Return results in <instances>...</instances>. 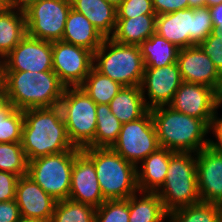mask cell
Wrapping results in <instances>:
<instances>
[{"mask_svg": "<svg viewBox=\"0 0 222 222\" xmlns=\"http://www.w3.org/2000/svg\"><path fill=\"white\" fill-rule=\"evenodd\" d=\"M22 147L27 158L81 150L70 142L60 106L23 110Z\"/></svg>", "mask_w": 222, "mask_h": 222, "instance_id": "obj_1", "label": "cell"}, {"mask_svg": "<svg viewBox=\"0 0 222 222\" xmlns=\"http://www.w3.org/2000/svg\"><path fill=\"white\" fill-rule=\"evenodd\" d=\"M2 86L6 100L20 110L58 106L66 88L54 71H3Z\"/></svg>", "mask_w": 222, "mask_h": 222, "instance_id": "obj_2", "label": "cell"}, {"mask_svg": "<svg viewBox=\"0 0 222 222\" xmlns=\"http://www.w3.org/2000/svg\"><path fill=\"white\" fill-rule=\"evenodd\" d=\"M159 146L173 152L198 153L209 146L210 127L202 120L178 112L168 105L150 109Z\"/></svg>", "mask_w": 222, "mask_h": 222, "instance_id": "obj_3", "label": "cell"}, {"mask_svg": "<svg viewBox=\"0 0 222 222\" xmlns=\"http://www.w3.org/2000/svg\"><path fill=\"white\" fill-rule=\"evenodd\" d=\"M81 151L93 162L105 200L127 199L139 191L137 166L112 148L86 147Z\"/></svg>", "mask_w": 222, "mask_h": 222, "instance_id": "obj_4", "label": "cell"}, {"mask_svg": "<svg viewBox=\"0 0 222 222\" xmlns=\"http://www.w3.org/2000/svg\"><path fill=\"white\" fill-rule=\"evenodd\" d=\"M93 67L122 86H141L144 61L140 47L105 38L94 52Z\"/></svg>", "mask_w": 222, "mask_h": 222, "instance_id": "obj_5", "label": "cell"}, {"mask_svg": "<svg viewBox=\"0 0 222 222\" xmlns=\"http://www.w3.org/2000/svg\"><path fill=\"white\" fill-rule=\"evenodd\" d=\"M195 156L193 152H174L170 157L164 184L156 192L168 213L201 202Z\"/></svg>", "mask_w": 222, "mask_h": 222, "instance_id": "obj_6", "label": "cell"}, {"mask_svg": "<svg viewBox=\"0 0 222 222\" xmlns=\"http://www.w3.org/2000/svg\"><path fill=\"white\" fill-rule=\"evenodd\" d=\"M212 29L211 13L206 6L156 16L155 32L179 49L199 45Z\"/></svg>", "mask_w": 222, "mask_h": 222, "instance_id": "obj_7", "label": "cell"}, {"mask_svg": "<svg viewBox=\"0 0 222 222\" xmlns=\"http://www.w3.org/2000/svg\"><path fill=\"white\" fill-rule=\"evenodd\" d=\"M59 106L73 146L94 148L97 104L78 86L65 88Z\"/></svg>", "mask_w": 222, "mask_h": 222, "instance_id": "obj_8", "label": "cell"}, {"mask_svg": "<svg viewBox=\"0 0 222 222\" xmlns=\"http://www.w3.org/2000/svg\"><path fill=\"white\" fill-rule=\"evenodd\" d=\"M81 150H68L28 161L27 175L56 201L69 199L71 173Z\"/></svg>", "mask_w": 222, "mask_h": 222, "instance_id": "obj_9", "label": "cell"}, {"mask_svg": "<svg viewBox=\"0 0 222 222\" xmlns=\"http://www.w3.org/2000/svg\"><path fill=\"white\" fill-rule=\"evenodd\" d=\"M111 148L136 166L160 148L151 111L135 121L123 123Z\"/></svg>", "mask_w": 222, "mask_h": 222, "instance_id": "obj_10", "label": "cell"}, {"mask_svg": "<svg viewBox=\"0 0 222 222\" xmlns=\"http://www.w3.org/2000/svg\"><path fill=\"white\" fill-rule=\"evenodd\" d=\"M70 9V0H39L31 4L24 10L27 35L51 42L62 40Z\"/></svg>", "mask_w": 222, "mask_h": 222, "instance_id": "obj_11", "label": "cell"}, {"mask_svg": "<svg viewBox=\"0 0 222 222\" xmlns=\"http://www.w3.org/2000/svg\"><path fill=\"white\" fill-rule=\"evenodd\" d=\"M53 71L66 87L80 86L94 64V53L63 41L52 42Z\"/></svg>", "mask_w": 222, "mask_h": 222, "instance_id": "obj_12", "label": "cell"}, {"mask_svg": "<svg viewBox=\"0 0 222 222\" xmlns=\"http://www.w3.org/2000/svg\"><path fill=\"white\" fill-rule=\"evenodd\" d=\"M221 95L211 87L182 82L168 104L174 110L202 119L209 127L221 107Z\"/></svg>", "mask_w": 222, "mask_h": 222, "instance_id": "obj_13", "label": "cell"}, {"mask_svg": "<svg viewBox=\"0 0 222 222\" xmlns=\"http://www.w3.org/2000/svg\"><path fill=\"white\" fill-rule=\"evenodd\" d=\"M3 71H53L52 42L26 35L5 56Z\"/></svg>", "mask_w": 222, "mask_h": 222, "instance_id": "obj_14", "label": "cell"}, {"mask_svg": "<svg viewBox=\"0 0 222 222\" xmlns=\"http://www.w3.org/2000/svg\"><path fill=\"white\" fill-rule=\"evenodd\" d=\"M177 64L183 82L211 87L222 96V74L199 45L179 49Z\"/></svg>", "mask_w": 222, "mask_h": 222, "instance_id": "obj_15", "label": "cell"}, {"mask_svg": "<svg viewBox=\"0 0 222 222\" xmlns=\"http://www.w3.org/2000/svg\"><path fill=\"white\" fill-rule=\"evenodd\" d=\"M182 82L177 62L161 68H145L140 87L146 106L152 109L168 105Z\"/></svg>", "mask_w": 222, "mask_h": 222, "instance_id": "obj_16", "label": "cell"}, {"mask_svg": "<svg viewBox=\"0 0 222 222\" xmlns=\"http://www.w3.org/2000/svg\"><path fill=\"white\" fill-rule=\"evenodd\" d=\"M197 188L201 202L222 205V153L210 145L196 153Z\"/></svg>", "mask_w": 222, "mask_h": 222, "instance_id": "obj_17", "label": "cell"}, {"mask_svg": "<svg viewBox=\"0 0 222 222\" xmlns=\"http://www.w3.org/2000/svg\"><path fill=\"white\" fill-rule=\"evenodd\" d=\"M69 199L98 208L105 199L97 180L93 162L81 151L74 160Z\"/></svg>", "mask_w": 222, "mask_h": 222, "instance_id": "obj_18", "label": "cell"}, {"mask_svg": "<svg viewBox=\"0 0 222 222\" xmlns=\"http://www.w3.org/2000/svg\"><path fill=\"white\" fill-rule=\"evenodd\" d=\"M15 201L21 217L50 222L57 201L48 195L28 175L18 178Z\"/></svg>", "mask_w": 222, "mask_h": 222, "instance_id": "obj_19", "label": "cell"}, {"mask_svg": "<svg viewBox=\"0 0 222 222\" xmlns=\"http://www.w3.org/2000/svg\"><path fill=\"white\" fill-rule=\"evenodd\" d=\"M105 37L94 27L82 13L70 9L63 32V42L73 44L95 52Z\"/></svg>", "mask_w": 222, "mask_h": 222, "instance_id": "obj_20", "label": "cell"}, {"mask_svg": "<svg viewBox=\"0 0 222 222\" xmlns=\"http://www.w3.org/2000/svg\"><path fill=\"white\" fill-rule=\"evenodd\" d=\"M173 153L160 147L137 166L139 192H157L162 187Z\"/></svg>", "mask_w": 222, "mask_h": 222, "instance_id": "obj_21", "label": "cell"}, {"mask_svg": "<svg viewBox=\"0 0 222 222\" xmlns=\"http://www.w3.org/2000/svg\"><path fill=\"white\" fill-rule=\"evenodd\" d=\"M71 8L82 13L105 37L110 38L117 21V8L105 0H70Z\"/></svg>", "mask_w": 222, "mask_h": 222, "instance_id": "obj_22", "label": "cell"}, {"mask_svg": "<svg viewBox=\"0 0 222 222\" xmlns=\"http://www.w3.org/2000/svg\"><path fill=\"white\" fill-rule=\"evenodd\" d=\"M157 15H140L133 18H117L112 40L139 46L155 33Z\"/></svg>", "mask_w": 222, "mask_h": 222, "instance_id": "obj_23", "label": "cell"}, {"mask_svg": "<svg viewBox=\"0 0 222 222\" xmlns=\"http://www.w3.org/2000/svg\"><path fill=\"white\" fill-rule=\"evenodd\" d=\"M109 106L122 124L135 121L150 110L145 104L140 86H123L110 101Z\"/></svg>", "mask_w": 222, "mask_h": 222, "instance_id": "obj_24", "label": "cell"}, {"mask_svg": "<svg viewBox=\"0 0 222 222\" xmlns=\"http://www.w3.org/2000/svg\"><path fill=\"white\" fill-rule=\"evenodd\" d=\"M139 194L136 192L129 197V222H164L168 220V212L156 192L140 191Z\"/></svg>", "mask_w": 222, "mask_h": 222, "instance_id": "obj_25", "label": "cell"}, {"mask_svg": "<svg viewBox=\"0 0 222 222\" xmlns=\"http://www.w3.org/2000/svg\"><path fill=\"white\" fill-rule=\"evenodd\" d=\"M27 35L25 13L7 8L0 14V53L5 57Z\"/></svg>", "mask_w": 222, "mask_h": 222, "instance_id": "obj_26", "label": "cell"}, {"mask_svg": "<svg viewBox=\"0 0 222 222\" xmlns=\"http://www.w3.org/2000/svg\"><path fill=\"white\" fill-rule=\"evenodd\" d=\"M139 47L145 68H161L177 62L179 48L156 32Z\"/></svg>", "mask_w": 222, "mask_h": 222, "instance_id": "obj_27", "label": "cell"}, {"mask_svg": "<svg viewBox=\"0 0 222 222\" xmlns=\"http://www.w3.org/2000/svg\"><path fill=\"white\" fill-rule=\"evenodd\" d=\"M96 104H107L122 89V85L98 72L94 67L79 86Z\"/></svg>", "mask_w": 222, "mask_h": 222, "instance_id": "obj_28", "label": "cell"}, {"mask_svg": "<svg viewBox=\"0 0 222 222\" xmlns=\"http://www.w3.org/2000/svg\"><path fill=\"white\" fill-rule=\"evenodd\" d=\"M96 121L94 148H111L118 139L122 123L114 116L107 104H97Z\"/></svg>", "mask_w": 222, "mask_h": 222, "instance_id": "obj_29", "label": "cell"}, {"mask_svg": "<svg viewBox=\"0 0 222 222\" xmlns=\"http://www.w3.org/2000/svg\"><path fill=\"white\" fill-rule=\"evenodd\" d=\"M168 220L169 222H222V205L200 202L181 207L169 212Z\"/></svg>", "mask_w": 222, "mask_h": 222, "instance_id": "obj_30", "label": "cell"}, {"mask_svg": "<svg viewBox=\"0 0 222 222\" xmlns=\"http://www.w3.org/2000/svg\"><path fill=\"white\" fill-rule=\"evenodd\" d=\"M23 123V110L5 100L0 105V143L21 142Z\"/></svg>", "mask_w": 222, "mask_h": 222, "instance_id": "obj_31", "label": "cell"}, {"mask_svg": "<svg viewBox=\"0 0 222 222\" xmlns=\"http://www.w3.org/2000/svg\"><path fill=\"white\" fill-rule=\"evenodd\" d=\"M96 209L70 199L57 201L50 222H95Z\"/></svg>", "mask_w": 222, "mask_h": 222, "instance_id": "obj_32", "label": "cell"}, {"mask_svg": "<svg viewBox=\"0 0 222 222\" xmlns=\"http://www.w3.org/2000/svg\"><path fill=\"white\" fill-rule=\"evenodd\" d=\"M28 161L21 142L0 143V171L26 176Z\"/></svg>", "mask_w": 222, "mask_h": 222, "instance_id": "obj_33", "label": "cell"}, {"mask_svg": "<svg viewBox=\"0 0 222 222\" xmlns=\"http://www.w3.org/2000/svg\"><path fill=\"white\" fill-rule=\"evenodd\" d=\"M95 222H129V198L105 200L96 208Z\"/></svg>", "mask_w": 222, "mask_h": 222, "instance_id": "obj_34", "label": "cell"}, {"mask_svg": "<svg viewBox=\"0 0 222 222\" xmlns=\"http://www.w3.org/2000/svg\"><path fill=\"white\" fill-rule=\"evenodd\" d=\"M143 14L156 15L152 0H124L117 7V18H133Z\"/></svg>", "mask_w": 222, "mask_h": 222, "instance_id": "obj_35", "label": "cell"}, {"mask_svg": "<svg viewBox=\"0 0 222 222\" xmlns=\"http://www.w3.org/2000/svg\"><path fill=\"white\" fill-rule=\"evenodd\" d=\"M199 46L222 74V38L210 34Z\"/></svg>", "mask_w": 222, "mask_h": 222, "instance_id": "obj_36", "label": "cell"}, {"mask_svg": "<svg viewBox=\"0 0 222 222\" xmlns=\"http://www.w3.org/2000/svg\"><path fill=\"white\" fill-rule=\"evenodd\" d=\"M18 178V175L0 171V202L15 199Z\"/></svg>", "mask_w": 222, "mask_h": 222, "instance_id": "obj_37", "label": "cell"}, {"mask_svg": "<svg viewBox=\"0 0 222 222\" xmlns=\"http://www.w3.org/2000/svg\"><path fill=\"white\" fill-rule=\"evenodd\" d=\"M152 3L156 15L189 8L188 0H152Z\"/></svg>", "mask_w": 222, "mask_h": 222, "instance_id": "obj_38", "label": "cell"}, {"mask_svg": "<svg viewBox=\"0 0 222 222\" xmlns=\"http://www.w3.org/2000/svg\"><path fill=\"white\" fill-rule=\"evenodd\" d=\"M20 218V210L15 199L0 202V222H18Z\"/></svg>", "mask_w": 222, "mask_h": 222, "instance_id": "obj_39", "label": "cell"}, {"mask_svg": "<svg viewBox=\"0 0 222 222\" xmlns=\"http://www.w3.org/2000/svg\"><path fill=\"white\" fill-rule=\"evenodd\" d=\"M217 115L218 113H216L210 126V131L212 130V133L215 134L217 141L214 142V140L210 139L209 145L214 150L222 153V118H219Z\"/></svg>", "mask_w": 222, "mask_h": 222, "instance_id": "obj_40", "label": "cell"}, {"mask_svg": "<svg viewBox=\"0 0 222 222\" xmlns=\"http://www.w3.org/2000/svg\"><path fill=\"white\" fill-rule=\"evenodd\" d=\"M211 19L213 27L222 28V3L210 7Z\"/></svg>", "mask_w": 222, "mask_h": 222, "instance_id": "obj_41", "label": "cell"}, {"mask_svg": "<svg viewBox=\"0 0 222 222\" xmlns=\"http://www.w3.org/2000/svg\"><path fill=\"white\" fill-rule=\"evenodd\" d=\"M39 0H8V5L11 8L24 11L31 4L38 2Z\"/></svg>", "mask_w": 222, "mask_h": 222, "instance_id": "obj_42", "label": "cell"}, {"mask_svg": "<svg viewBox=\"0 0 222 222\" xmlns=\"http://www.w3.org/2000/svg\"><path fill=\"white\" fill-rule=\"evenodd\" d=\"M189 8H198L205 6V0H188Z\"/></svg>", "mask_w": 222, "mask_h": 222, "instance_id": "obj_43", "label": "cell"}, {"mask_svg": "<svg viewBox=\"0 0 222 222\" xmlns=\"http://www.w3.org/2000/svg\"><path fill=\"white\" fill-rule=\"evenodd\" d=\"M222 3V0H205V6L210 8Z\"/></svg>", "mask_w": 222, "mask_h": 222, "instance_id": "obj_44", "label": "cell"}, {"mask_svg": "<svg viewBox=\"0 0 222 222\" xmlns=\"http://www.w3.org/2000/svg\"><path fill=\"white\" fill-rule=\"evenodd\" d=\"M7 8H9L8 0H0V14H2Z\"/></svg>", "mask_w": 222, "mask_h": 222, "instance_id": "obj_45", "label": "cell"}, {"mask_svg": "<svg viewBox=\"0 0 222 222\" xmlns=\"http://www.w3.org/2000/svg\"><path fill=\"white\" fill-rule=\"evenodd\" d=\"M18 222H46L44 220L41 219H34V218H23L21 217Z\"/></svg>", "mask_w": 222, "mask_h": 222, "instance_id": "obj_46", "label": "cell"}, {"mask_svg": "<svg viewBox=\"0 0 222 222\" xmlns=\"http://www.w3.org/2000/svg\"><path fill=\"white\" fill-rule=\"evenodd\" d=\"M211 34L213 36L222 38V28H215V27H213Z\"/></svg>", "mask_w": 222, "mask_h": 222, "instance_id": "obj_47", "label": "cell"}, {"mask_svg": "<svg viewBox=\"0 0 222 222\" xmlns=\"http://www.w3.org/2000/svg\"><path fill=\"white\" fill-rule=\"evenodd\" d=\"M105 1L114 5L117 8L124 0H105Z\"/></svg>", "mask_w": 222, "mask_h": 222, "instance_id": "obj_48", "label": "cell"}, {"mask_svg": "<svg viewBox=\"0 0 222 222\" xmlns=\"http://www.w3.org/2000/svg\"><path fill=\"white\" fill-rule=\"evenodd\" d=\"M2 81H3V66L0 65V92H3Z\"/></svg>", "mask_w": 222, "mask_h": 222, "instance_id": "obj_49", "label": "cell"}, {"mask_svg": "<svg viewBox=\"0 0 222 222\" xmlns=\"http://www.w3.org/2000/svg\"><path fill=\"white\" fill-rule=\"evenodd\" d=\"M6 100L4 92H0V105Z\"/></svg>", "mask_w": 222, "mask_h": 222, "instance_id": "obj_50", "label": "cell"}, {"mask_svg": "<svg viewBox=\"0 0 222 222\" xmlns=\"http://www.w3.org/2000/svg\"><path fill=\"white\" fill-rule=\"evenodd\" d=\"M5 57L0 53V65H4Z\"/></svg>", "mask_w": 222, "mask_h": 222, "instance_id": "obj_51", "label": "cell"}]
</instances>
